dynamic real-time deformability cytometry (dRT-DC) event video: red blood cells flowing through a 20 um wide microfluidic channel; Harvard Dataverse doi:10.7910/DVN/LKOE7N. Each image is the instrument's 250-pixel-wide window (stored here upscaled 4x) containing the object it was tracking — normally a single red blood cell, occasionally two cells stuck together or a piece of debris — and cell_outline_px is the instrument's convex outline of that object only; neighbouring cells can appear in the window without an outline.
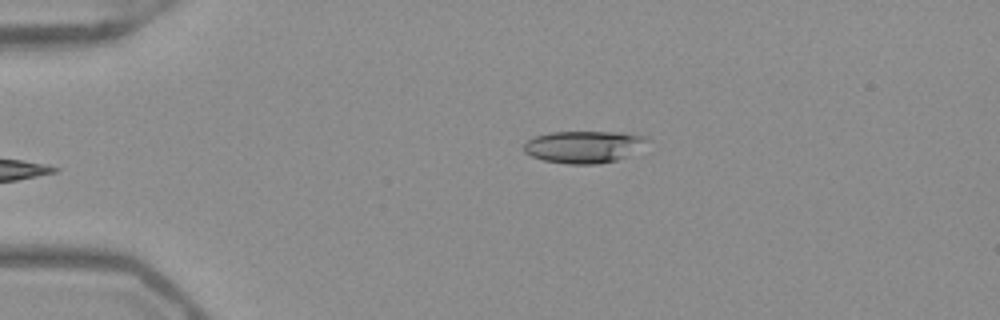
{"species": "Egyptian fruit bat (a non-hibernating species)", "species_latin": "Rousettus aegyptiacus", "temperature_condition": "warm", "stored_images_in_passage": 37, "camera_frame_rate_fps": 3000, "um_per_image_px": 0.085, "frame": {"image": 1, "passage_image": 3, "time_ms": 0.667, "image_size_px": [1000, 320], "cell_outline_px": [[652, 140], [628, 156], [616, 160], [596, 164], [568, 164], [544, 160], [532, 156], [524, 152], [524, 144], [528, 140], [536, 136], [552, 132], [620, 132], [644, 136]], "centroid_in_image_um": [49.65, 12.47], "position_along_channel_um": 35.4, "area_um2": 23.0}}
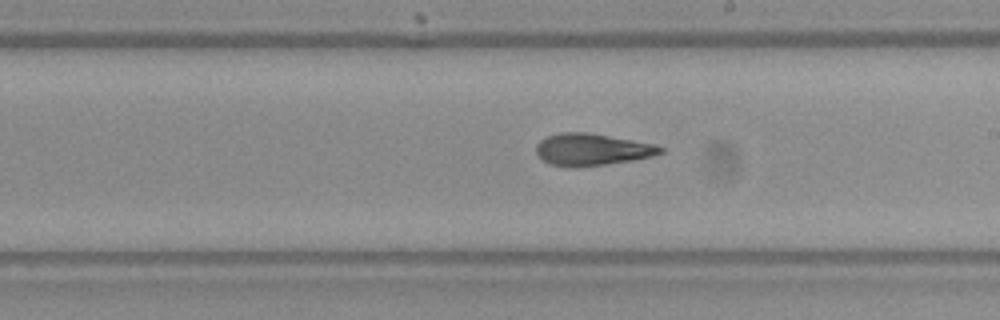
{"frame": {"image": 2, "passage_image": 22, "time_ms": 7.0, "image_size_px": [1000, 320], "cell_outline_px": [[664, 152], [652, 156], [632, 160], [604, 164], [568, 168], [548, 164], [536, 152], [536, 144], [540, 140], [548, 136], [560, 132], [588, 132], [656, 144], [664, 148]], "centroid_in_image_um": [50.31, 12.7], "position_along_channel_um": 238.7, "area_um2": 23.18}}
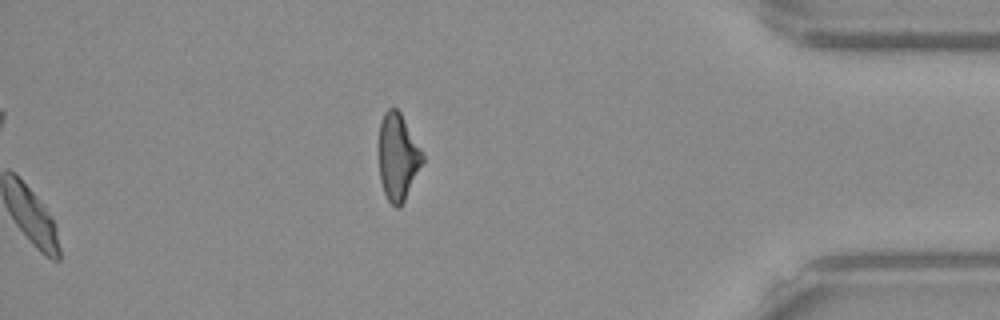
{"frame": {"image": 3, "passage_image": 37, "time_ms": 12.0, "image_size_px": [1000, 320], "cell_outline_px": [[424, 160], [400, 208], [396, 208], [388, 200], [384, 192], [380, 180], [380, 120], [384, 112], [388, 108], [396, 108], [400, 112], [420, 148], [424, 156]], "centroid_in_image_um": [33.81, 13.33], "position_along_channel_um": 401.4, "area_um2": 21.62}, "authors_computed_cell_mechanics": {"area_um2": 23.2934, "velocity_mm_per_s": 3.9517, "shape_relaxation_time_tau1_ms": 3.8328, "shape_relaxation_time_tau2_ms": 2.0151, "deformation_change_tau1": 0.1775, "deformation_change_tau2": 0.1145}}